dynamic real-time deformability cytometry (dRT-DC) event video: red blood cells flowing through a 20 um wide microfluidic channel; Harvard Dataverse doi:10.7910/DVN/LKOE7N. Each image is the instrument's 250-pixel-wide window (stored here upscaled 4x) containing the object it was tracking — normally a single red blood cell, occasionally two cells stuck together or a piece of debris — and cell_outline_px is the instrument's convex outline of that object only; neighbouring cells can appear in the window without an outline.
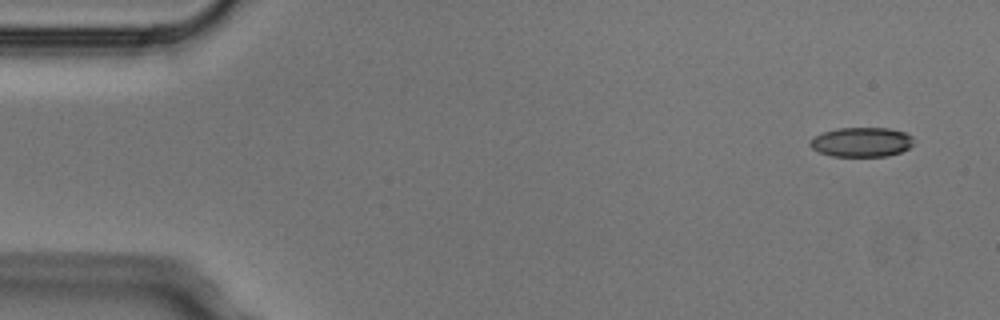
{"species": "Egyptian fruit bat (a non-hibernating species)", "species_latin": "Rousettus aegyptiacus", "temperature_condition": "cold", "stored_images_in_passage": 5, "camera_frame_rate_fps": 3000, "um_per_image_px": 0.085, "animal": {"sex": "male"}, "frame": {"image": 1, "passage_image": 1, "time_ms": 0.0, "image_size_px": [1000, 320], "cell_outline_px": [[912, 144], [908, 148], [900, 152], [888, 156], [832, 156], [820, 152], [812, 148], [808, 144], [808, 140], [824, 132], [840, 128], [888, 128], [904, 132], [912, 136]], "centroid_in_image_um": [73.21, 12.08], "position_along_channel_um": 11.8, "area_um2": 17.69}}